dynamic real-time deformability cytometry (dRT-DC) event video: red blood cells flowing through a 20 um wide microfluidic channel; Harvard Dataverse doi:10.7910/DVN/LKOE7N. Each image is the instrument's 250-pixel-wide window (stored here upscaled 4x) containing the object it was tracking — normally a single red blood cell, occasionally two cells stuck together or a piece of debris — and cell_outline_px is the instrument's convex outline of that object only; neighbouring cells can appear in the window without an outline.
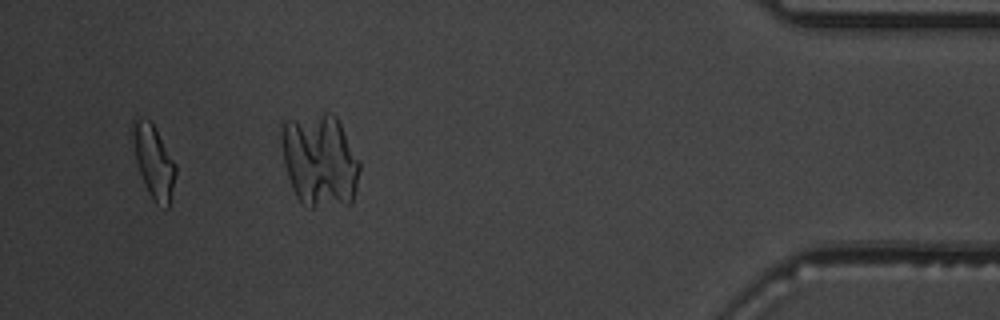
{"species": "common noctule bat (a hibernating species)", "species_latin": "Nyctalus noctula", "temperature_condition": "warm", "stored_images_in_passage": 39, "camera_frame_rate_fps": 3000, "um_per_image_px": 0.085, "animal": {"sex": "male", "body_mass_g": 19.5, "forearm_length_mm": 54.6}, "frame": {"image": 1, "passage_image": 36, "time_ms": 11.667, "image_size_px": [1000, 320], "cell_outline_px": [[176, 172], [168, 208], [156, 204], [152, 200], [148, 192], [140, 172], [136, 160], [132, 132], [132, 120], [140, 116], [148, 120], [152, 124], [176, 164]], "centroid_in_image_um": [13.06, 13.73], "position_along_channel_um": 422.1, "area_um2": 17.74}}